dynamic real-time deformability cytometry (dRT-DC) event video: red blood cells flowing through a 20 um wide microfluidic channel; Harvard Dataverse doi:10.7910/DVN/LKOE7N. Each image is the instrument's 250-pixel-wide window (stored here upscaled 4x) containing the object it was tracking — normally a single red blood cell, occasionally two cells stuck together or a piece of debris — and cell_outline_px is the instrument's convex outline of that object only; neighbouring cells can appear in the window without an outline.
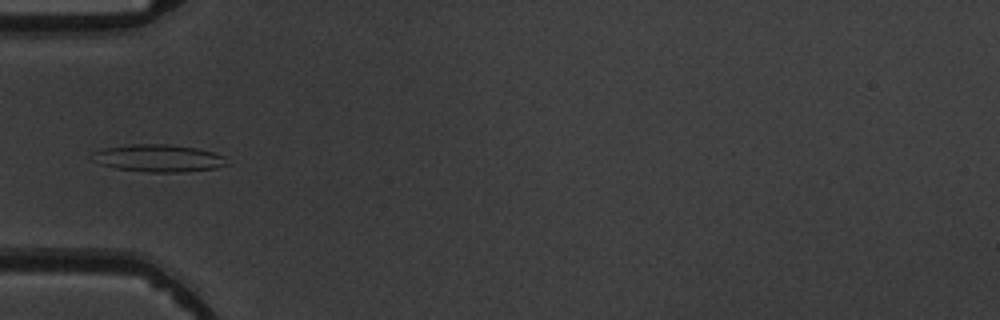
{"species": "common noctule bat (a hibernating species)", "species_latin": "Nyctalus noctula", "temperature_condition": "warm", "stored_images_in_passage": 7, "camera_frame_rate_fps": 3000, "um_per_image_px": 0.085, "animal": {"sex": "male", "body_mass_g": 19.5, "forearm_length_mm": 54.6}, "frame": {"image": 1, "passage_image": 5, "time_ms": 5.667, "image_size_px": [1000, 320], "cell_outline_px": [[228, 164], [216, 168], [184, 172], [148, 172], [116, 168], [100, 164], [92, 152], [104, 148], [132, 144], [168, 144], [196, 148], [212, 152], [224, 156]], "centroid_in_image_um": [13.52, 13.44], "position_along_channel_um": 71.5, "area_um2": 21.21}}
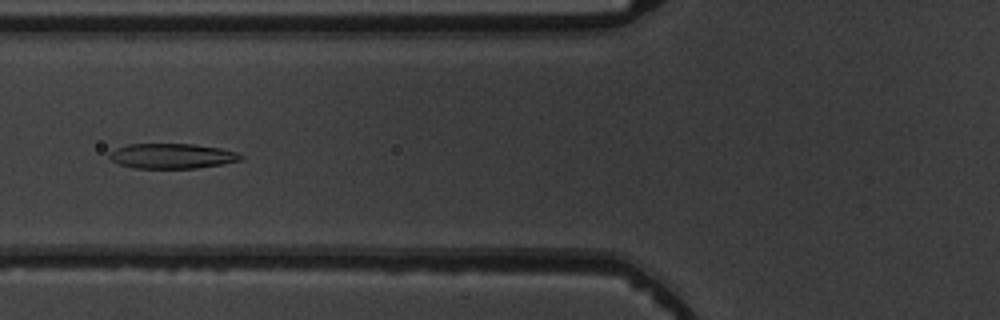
{"frame": {"image": 2, "passage_image": 6, "time_ms": 6.667, "image_size_px": [1000, 320], "cell_outline_px": [[244, 156], [240, 160], [220, 164], [196, 168], [132, 168], [120, 164], [112, 160], [108, 156], [108, 152], [116, 148], [128, 144], [192, 144], [220, 148], [236, 152]], "centroid_in_image_um": [14.58, 13.26], "position_along_channel_um": 111.2, "area_um2": 19.07}}
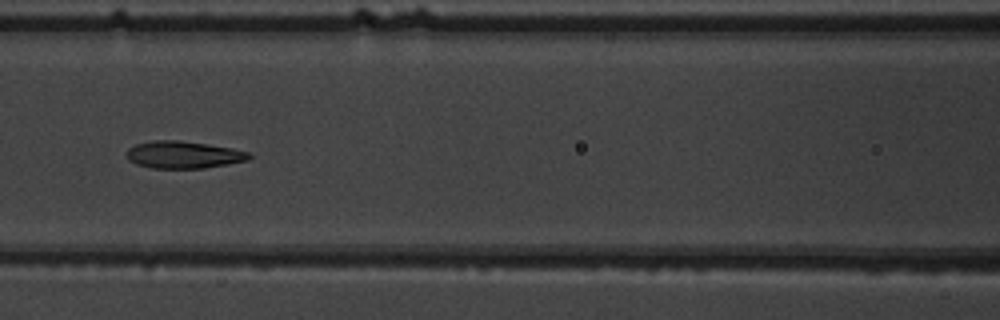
{"frame": {"image": 3, "passage_image": 7, "time_ms": 7.667, "image_size_px": [1000, 320], "cell_outline_px": [[252, 156], [248, 160], [228, 164], [204, 168], [152, 168], [136, 164], [128, 160], [128, 148], [136, 144], [152, 140], [180, 140], [208, 144], [232, 148], [248, 152]], "centroid_in_image_um": [15.6, 13.15], "position_along_channel_um": 151.0, "area_um2": 19.42}}